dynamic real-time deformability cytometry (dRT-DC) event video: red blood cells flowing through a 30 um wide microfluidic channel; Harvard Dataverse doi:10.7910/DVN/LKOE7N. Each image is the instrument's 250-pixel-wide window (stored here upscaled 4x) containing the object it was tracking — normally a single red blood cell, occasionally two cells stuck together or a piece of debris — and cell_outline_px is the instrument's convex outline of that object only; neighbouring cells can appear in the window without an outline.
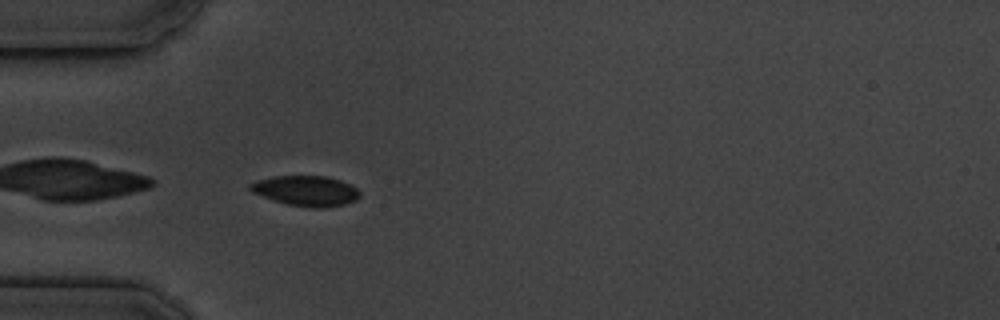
{"species": "common noctule bat (a hibernating species)", "species_latin": "Nyctalus noctula", "temperature_condition": "cold", "stored_images_in_passage": 6, "camera_frame_rate_fps": 3000, "um_per_image_px": 0.085, "animal": {"sex": "male", "body_mass_g": 19.5, "forearm_length_mm": 54.6}, "frame": {"image": 1, "passage_image": 6, "time_ms": 5.667, "image_size_px": [1000, 320], "cell_outline_px": [[360, 196], [356, 200], [344, 204], [324, 208], [316, 208], [288, 204], [252, 192], [248, 188], [248, 184], [256, 180], [276, 176], [324, 176], [340, 180], [352, 184], [360, 192]], "centroid_in_image_um": [26.03, 16.21], "position_along_channel_um": 59.0, "area_um2": 19.19}}